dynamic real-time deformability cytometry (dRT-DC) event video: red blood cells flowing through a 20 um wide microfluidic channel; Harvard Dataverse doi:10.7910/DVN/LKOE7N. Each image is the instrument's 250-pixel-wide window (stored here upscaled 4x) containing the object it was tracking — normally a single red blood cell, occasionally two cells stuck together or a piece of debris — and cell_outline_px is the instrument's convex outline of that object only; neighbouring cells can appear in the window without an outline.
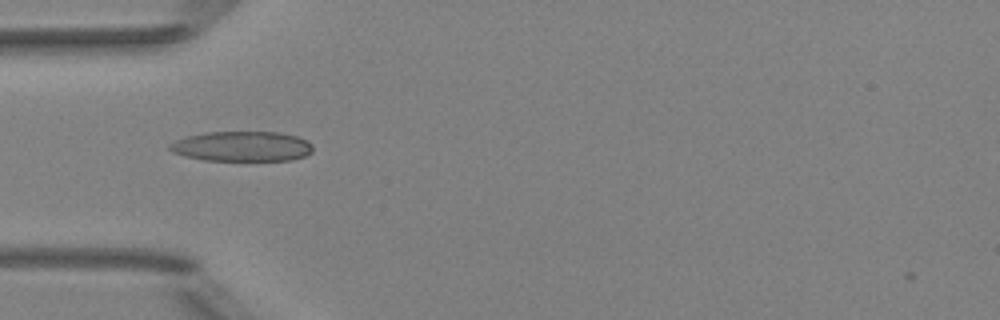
{"species": "Egyptian fruit bat (a non-hibernating species)", "species_latin": "Rousettus aegyptiacus", "temperature_condition": "room temperature", "stored_images_in_passage": 36, "camera_frame_rate_fps": 3000, "um_per_image_px": 0.085, "animal": {"sex": "female"}, "frame": {"image": 1, "passage_image": 1, "time_ms": 0.0, "image_size_px": [1000, 320], "cell_outline_px": [[312, 152], [304, 156], [292, 160], [204, 160], [184, 156], [172, 152], [168, 148], [168, 144], [176, 140], [188, 136], [204, 132], [280, 132], [296, 136], [308, 140], [312, 144]], "centroid_in_image_um": [20.57, 12.43], "position_along_channel_um": 64.4, "area_um2": 25.14}}
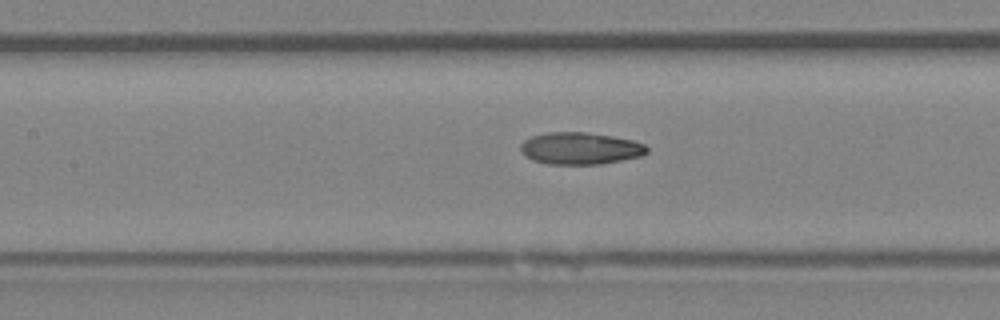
{"frame": {"image": 2, "passage_image": 8, "time_ms": 2.333, "image_size_px": [1000, 320], "cell_outline_px": [[648, 152], [644, 156], [600, 164], [548, 164], [532, 160], [524, 156], [520, 152], [520, 144], [524, 140], [532, 136], [544, 132], [584, 132], [612, 136], [632, 140], [644, 144], [648, 148]], "centroid_in_image_um": [49.3, 12.61], "position_along_channel_um": 158.1, "area_um2": 23.81}}
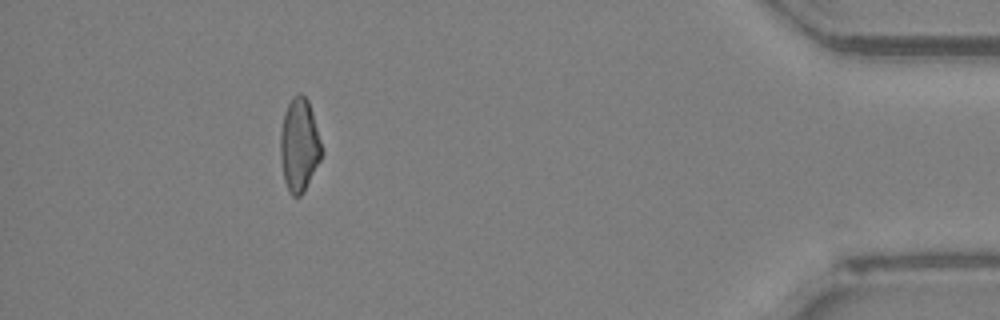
{"frame": {"image": 3, "passage_image": 31, "time_ms": 10.0, "image_size_px": [1000, 320], "cell_outline_px": [[324, 152], [320, 160], [300, 196], [292, 196], [288, 192], [284, 180], [280, 156], [280, 136], [284, 112], [292, 96], [300, 92], [308, 100], [312, 112]], "centroid_in_image_um": [25.43, 12.3], "position_along_channel_um": 409.8, "area_um2": 22.31}, "authors_computed_cell_mechanics": {"area_um2": 22.7154, "velocity_mm_per_s": 4.048, "shape_relaxation_time_tau1_ms": null, "shape_relaxation_time_tau2_ms": 3.7763, "deformation_change_tau1": null, "deformation_change_tau2": 0.1227}}